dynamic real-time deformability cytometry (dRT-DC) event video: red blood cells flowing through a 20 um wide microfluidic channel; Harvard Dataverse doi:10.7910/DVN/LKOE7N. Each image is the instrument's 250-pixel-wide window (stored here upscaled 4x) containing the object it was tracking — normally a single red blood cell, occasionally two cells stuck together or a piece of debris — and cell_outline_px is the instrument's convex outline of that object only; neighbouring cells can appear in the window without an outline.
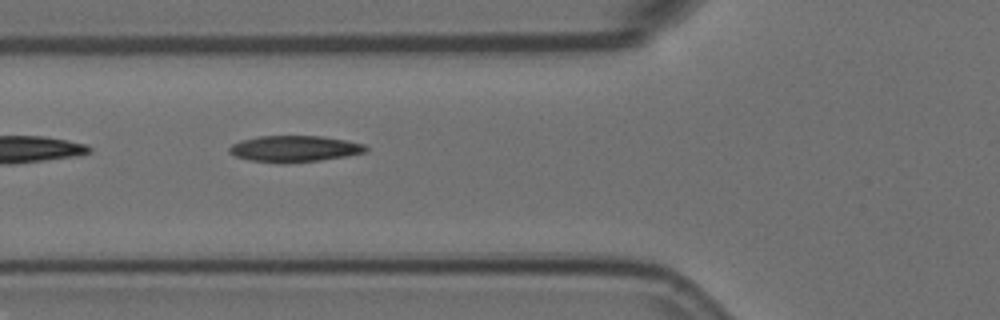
{"species": "Egyptian fruit bat (a non-hibernating species)", "species_latin": "Rousettus aegyptiacus", "temperature_condition": "room temperature", "stored_images_in_passage": 4, "camera_frame_rate_fps": 3000, "um_per_image_px": 0.085, "animal": {"sex": "female"}, "frame": {"image": 1, "passage_image": 3, "time_ms": 0.667, "image_size_px": [1000, 320], "cell_outline_px": [[368, 148], [364, 152], [348, 156], [320, 160], [280, 164], [248, 160], [236, 156], [228, 152], [228, 148], [232, 144], [240, 140], [260, 136], [320, 136], [344, 140], [364, 144]], "centroid_in_image_um": [24.98, 12.65], "position_along_channel_um": 100.8, "area_um2": 20.98}}